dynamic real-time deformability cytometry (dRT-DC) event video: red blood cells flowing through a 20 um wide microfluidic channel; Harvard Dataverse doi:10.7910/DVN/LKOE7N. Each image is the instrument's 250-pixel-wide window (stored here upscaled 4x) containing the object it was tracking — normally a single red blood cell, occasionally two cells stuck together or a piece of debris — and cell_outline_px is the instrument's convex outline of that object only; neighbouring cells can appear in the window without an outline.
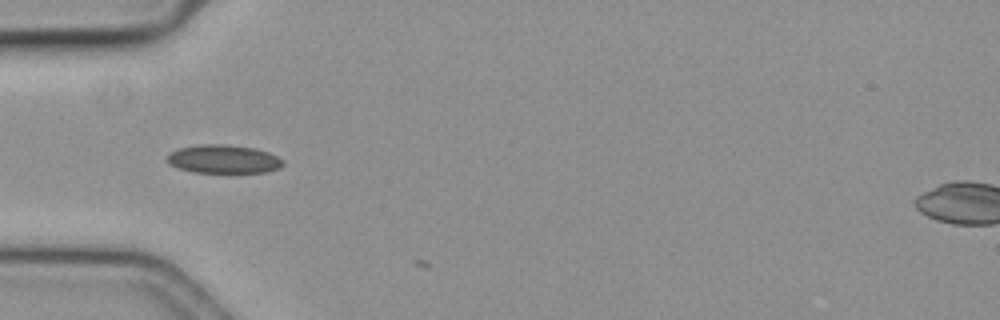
{"species": "common noctule bat (a hibernating species)", "species_latin": "Nyctalus noctula", "temperature_condition": "cold", "stored_images_in_passage": 4, "camera_frame_rate_fps": 3000, "um_per_image_px": 0.085, "animal": {"sex": "female", "body_mass_g": 19.3, "forearm_length_mm": 54.1}, "frame": {"image": 1, "passage_image": 2, "time_ms": 0.333, "image_size_px": [1000, 320], "cell_outline_px": [[284, 164], [280, 168], [264, 172], [192, 172], [176, 168], [168, 164], [168, 152], [180, 148], [200, 144], [224, 144], [252, 148], [268, 152], [284, 160]], "centroid_in_image_um": [18.97, 13.52], "position_along_channel_um": 66.0, "area_um2": 19.19}}